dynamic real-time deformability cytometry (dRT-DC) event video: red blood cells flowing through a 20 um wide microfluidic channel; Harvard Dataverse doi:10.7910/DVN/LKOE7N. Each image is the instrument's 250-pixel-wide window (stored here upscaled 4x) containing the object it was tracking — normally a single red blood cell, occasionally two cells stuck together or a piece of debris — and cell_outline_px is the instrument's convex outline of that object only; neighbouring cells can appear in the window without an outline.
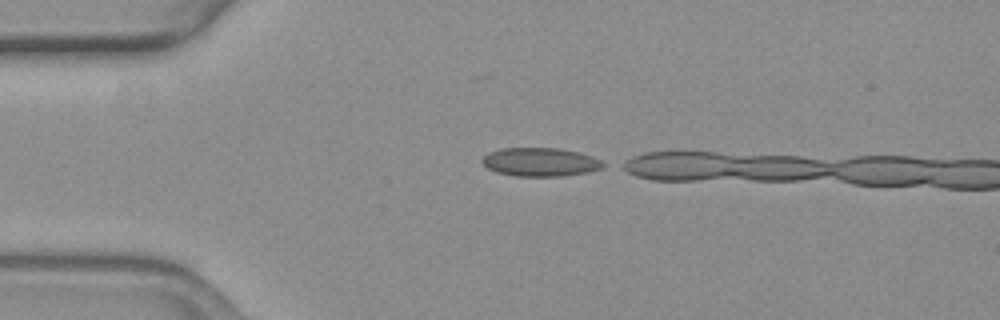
{"species": "common noctule bat (a hibernating species)", "species_latin": "Nyctalus noctula", "temperature_condition": "warm", "stored_images_in_passage": 7, "camera_frame_rate_fps": 3000, "um_per_image_px": 0.085, "animal": {"sex": "female", "body_mass_g": 19.3, "forearm_length_mm": 54.1}, "frame": {"image": 1, "passage_image": 1, "time_ms": 0.0, "image_size_px": [1000, 320], "cell_outline_px": [[608, 164], [600, 168], [588, 172], [560, 176], [516, 176], [496, 172], [488, 168], [480, 160], [488, 152], [500, 148], [560, 148], [592, 156]], "centroid_in_image_um": [45.9, 13.77], "position_along_channel_um": 39.1, "area_um2": 20.11}}
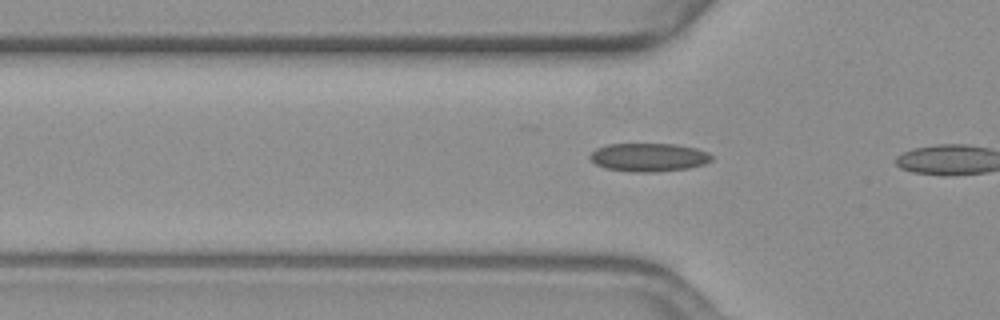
{"frame": {"image": 2, "passage_image": 6, "time_ms": 1.667, "image_size_px": [1000, 320], "cell_outline_px": [[712, 160], [704, 164], [688, 168], [656, 172], [632, 172], [604, 168], [596, 164], [588, 156], [596, 148], [608, 144], [676, 144], [696, 148], [708, 152], [712, 156]], "centroid_in_image_um": [55.14, 13.37], "position_along_channel_um": 70.7, "area_um2": 20.17}}